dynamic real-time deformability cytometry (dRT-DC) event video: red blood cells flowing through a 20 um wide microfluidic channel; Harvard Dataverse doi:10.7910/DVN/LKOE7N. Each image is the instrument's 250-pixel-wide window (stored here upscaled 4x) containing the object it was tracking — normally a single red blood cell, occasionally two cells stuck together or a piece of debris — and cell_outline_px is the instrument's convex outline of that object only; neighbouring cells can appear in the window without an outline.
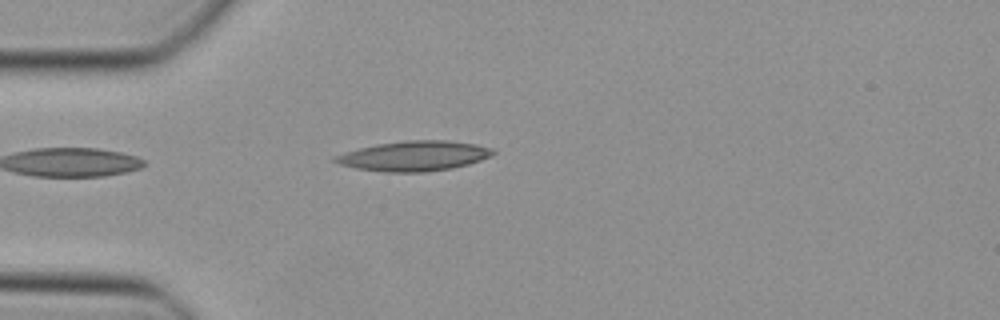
{"species": "Egyptian fruit bat (a non-hibernating species)", "species_latin": "Rousettus aegyptiacus", "temperature_condition": "cold", "stored_images_in_passage": 31, "camera_frame_rate_fps": 3000, "um_per_image_px": 0.085, "animal": {"sex": "female"}, "frame": {"image": 1, "passage_image": 1, "time_ms": 0.0, "image_size_px": [1000, 320], "cell_outline_px": [[496, 152], [492, 156], [468, 164], [452, 168], [424, 172], [384, 172], [356, 168], [340, 164], [332, 160], [332, 156], [344, 152], [376, 144], [404, 140], [448, 140], [476, 144], [492, 148]], "centroid_in_image_um": [35.19, 13.25], "position_along_channel_um": 49.8, "area_um2": 27.69}}
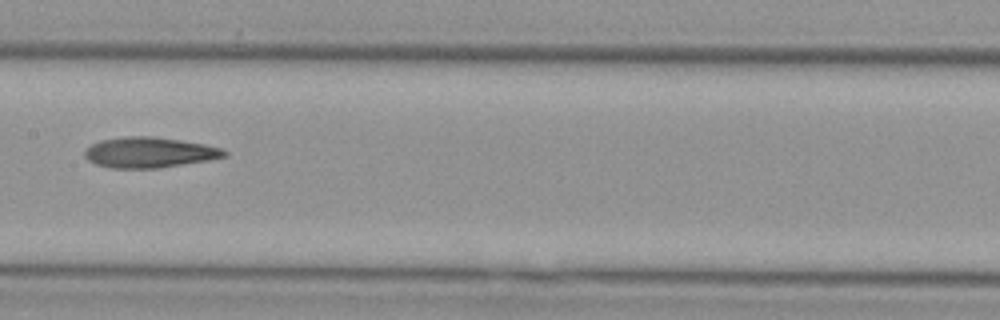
{"frame": {"image": 2, "passage_image": 12, "time_ms": 3.667, "image_size_px": [1000, 320], "cell_outline_px": [[228, 156], [208, 160], [160, 168], [112, 168], [96, 164], [88, 160], [84, 156], [84, 152], [92, 144], [100, 140], [128, 136], [152, 136], [180, 140], [204, 144], [224, 148], [228, 152]], "centroid_in_image_um": [12.73, 12.96], "position_along_channel_um": 194.7, "area_um2": 24.85}}
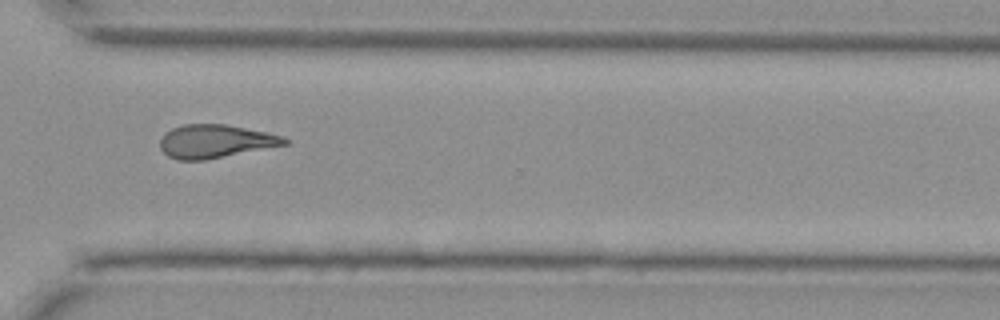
{"frame": {"image": 3, "passage_image": 23, "time_ms": 7.333, "image_size_px": [1000, 320], "cell_outline_px": [[288, 144], [204, 160], [180, 160], [168, 156], [160, 148], [160, 140], [164, 132], [172, 128], [184, 124], [224, 124], [268, 132], [280, 136], [288, 140]], "centroid_in_image_um": [18.27, 12.0], "position_along_channel_um": 352.3, "area_um2": 23.99}}